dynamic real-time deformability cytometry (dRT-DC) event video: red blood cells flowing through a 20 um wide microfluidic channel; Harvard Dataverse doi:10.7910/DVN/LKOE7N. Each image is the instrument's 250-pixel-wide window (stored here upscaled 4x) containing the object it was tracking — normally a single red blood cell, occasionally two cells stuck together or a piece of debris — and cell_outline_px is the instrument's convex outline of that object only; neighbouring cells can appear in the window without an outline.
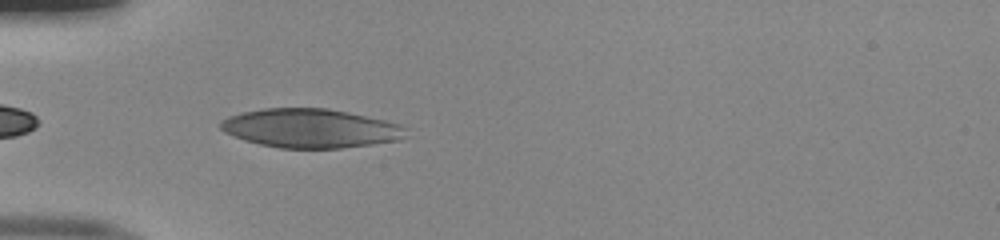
{"species": "human", "species_latin": "Homo sapiens", "temperature_condition": "room temperature", "stored_images_in_passage": 35, "camera_frame_rate_fps": 3000, "um_per_image_px": 0.085, "donor": {"sex": "male"}, "frame": {"image": 1, "passage_image": 2, "time_ms": 0.333, "image_size_px": [1000, 240], "cell_outline_px": [[408, 128], [404, 136], [400, 140], [372, 144], [340, 148], [280, 148], [260, 144], [244, 140], [224, 132], [220, 128], [220, 120], [228, 116], [240, 112], [264, 108], [328, 108], [348, 112], [384, 120], [400, 124]], "centroid_in_image_um": [26.37, 10.9], "position_along_channel_um": 58.6, "area_um2": 42.19}}
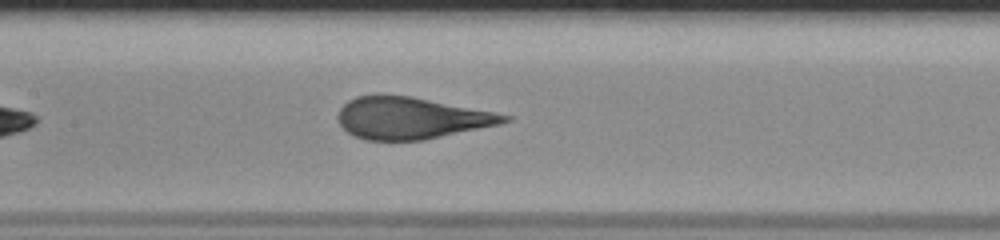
{"frame": {"image": 2, "passage_image": 11, "time_ms": 3.333, "image_size_px": [1000, 240], "cell_outline_px": [[512, 120], [500, 124], [424, 140], [364, 140], [348, 132], [340, 124], [336, 116], [340, 108], [348, 100], [356, 96], [380, 92], [412, 96], [512, 116]], "centroid_in_image_um": [34.88, 10.01], "position_along_channel_um": 172.5, "area_um2": 40.81}}
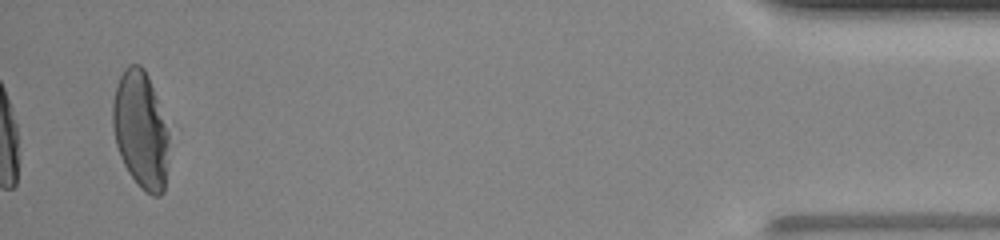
{"frame": {"image": 3, "passage_image": 35, "time_ms": 11.333, "image_size_px": [1000, 240], "cell_outline_px": [[168, 144], [164, 192], [160, 196], [152, 196], [140, 188], [128, 172], [120, 156], [116, 144], [112, 128], [112, 104], [116, 84], [124, 68], [128, 64], [140, 64], [144, 68], [148, 76], [168, 132]], "centroid_in_image_um": [11.92, 11.05], "position_along_channel_um": 423.3, "area_um2": 38.21}, "authors_computed_cell_mechanics": {"area_um2": 41.2114, "velocity_mm_per_s": 4.0401, "shape_relaxation_time_tau1_ms": 6.5988, "shape_relaxation_time_tau2_ms": null, "deformation_change_tau1": 0.2378, "deformation_change_tau2": null}}